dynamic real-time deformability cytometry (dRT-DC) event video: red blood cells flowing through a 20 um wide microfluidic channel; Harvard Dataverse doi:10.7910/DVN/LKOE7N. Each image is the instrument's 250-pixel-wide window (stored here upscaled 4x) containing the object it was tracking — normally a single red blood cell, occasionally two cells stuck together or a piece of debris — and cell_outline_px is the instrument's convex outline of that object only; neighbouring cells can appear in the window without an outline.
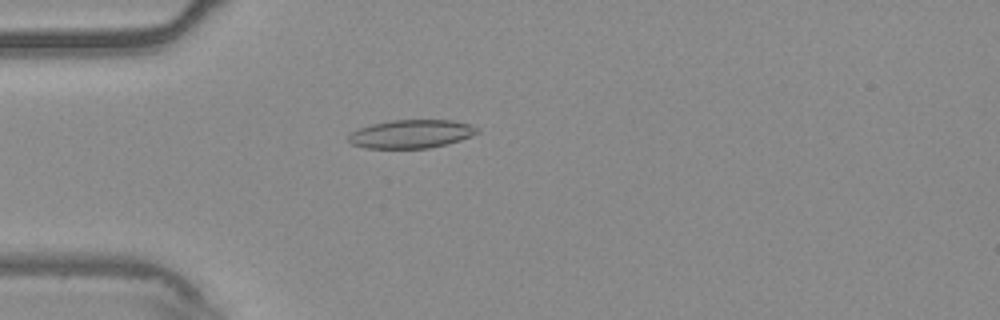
{"species": "common noctule bat (a hibernating species)", "species_latin": "Nyctalus noctula", "temperature_condition": "warm", "stored_images_in_passage": 55, "camera_frame_rate_fps": 3000, "um_per_image_px": 0.085, "animal": {"sex": "male", "body_mass_g": 20.4}, "frame": {"image": 1, "passage_image": 16, "time_ms": 5.0, "image_size_px": [1000, 320], "cell_outline_px": [[480, 132], [472, 136], [448, 144], [428, 148], [364, 148], [352, 144], [348, 140], [348, 136], [356, 128], [372, 124], [392, 120], [452, 120], [472, 124], [480, 128]], "centroid_in_image_um": [34.99, 11.38], "position_along_channel_um": 50.0, "area_um2": 21.56}}
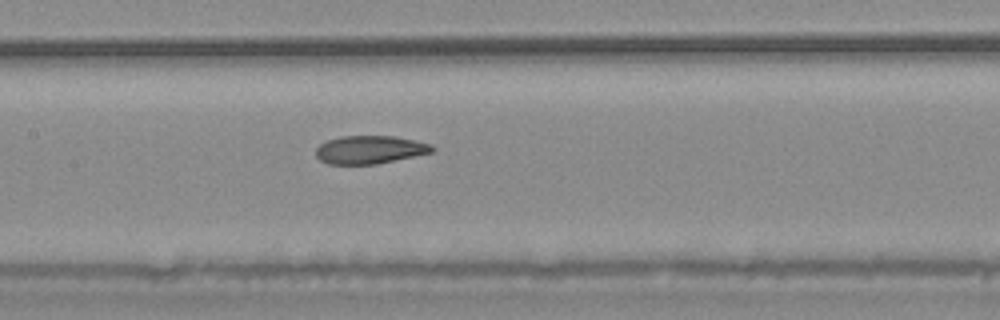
{"frame": {"image": 2, "passage_image": 27, "time_ms": 8.667, "image_size_px": [1000, 320], "cell_outline_px": [[436, 148], [432, 152], [376, 164], [328, 164], [320, 160], [316, 156], [316, 148], [320, 144], [328, 140], [340, 136], [396, 136], [432, 144]], "centroid_in_image_um": [31.43, 12.72], "position_along_channel_um": 176.0, "area_um2": 19.02}}
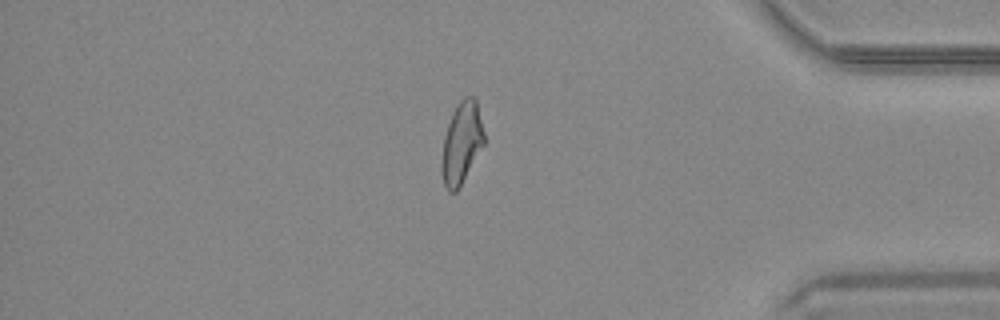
{"frame": {"image": 3, "passage_image": 47, "time_ms": 15.333, "image_size_px": [1000, 320], "cell_outline_px": [[484, 144], [460, 188], [456, 192], [448, 192], [444, 184], [440, 168], [440, 164], [444, 136], [452, 112], [460, 100], [464, 96], [472, 96], [476, 100], [484, 132]], "centroid_in_image_um": [39.22, 12.19], "position_along_channel_um": 396.0, "area_um2": 20.35}, "authors_computed_cell_mechanics": {"area_um2": 20.7502, "velocity_mm_per_s": 3.7327, "shape_relaxation_time_tau1_ms": 8.8259, "shape_relaxation_time_tau2_ms": 2.4663, "deformation_change_tau1": 0.2069, "deformation_change_tau2": 0.0912}}